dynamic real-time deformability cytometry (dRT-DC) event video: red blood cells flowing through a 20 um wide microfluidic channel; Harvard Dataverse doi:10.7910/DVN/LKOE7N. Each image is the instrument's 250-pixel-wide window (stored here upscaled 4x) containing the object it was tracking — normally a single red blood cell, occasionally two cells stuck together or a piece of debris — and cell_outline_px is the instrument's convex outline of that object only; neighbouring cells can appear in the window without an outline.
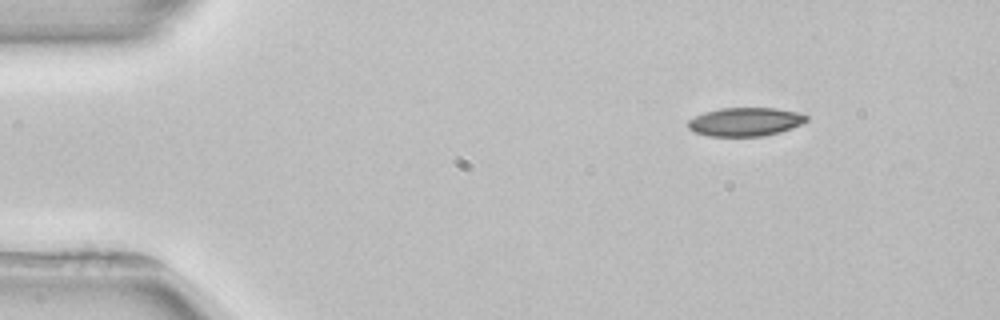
{"species": "common noctule bat (a hibernating species)", "species_latin": "Nyctalus noctula", "temperature_condition": "room temperature", "stored_images_in_passage": 3, "camera_frame_rate_fps": 3000, "um_per_image_px": 0.085, "animal": {"sex": "female", "body_mass_g": 22.7, "forearm_length_mm": 54.2}, "frame": {"image": 1, "passage_image": 1, "time_ms": 0.0, "image_size_px": [1000, 320], "cell_outline_px": [[808, 120], [792, 128], [780, 132], [764, 136], [708, 136], [692, 132], [688, 128], [688, 120], [704, 112], [720, 108], [776, 108], [796, 112], [808, 116]], "centroid_in_image_um": [63.32, 10.36], "position_along_channel_um": 21.7, "area_um2": 19.77}}